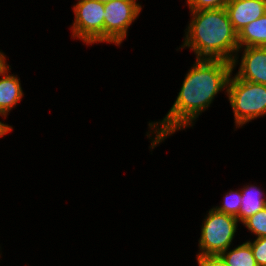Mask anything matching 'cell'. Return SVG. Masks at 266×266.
Instances as JSON below:
<instances>
[{"mask_svg": "<svg viewBox=\"0 0 266 266\" xmlns=\"http://www.w3.org/2000/svg\"><path fill=\"white\" fill-rule=\"evenodd\" d=\"M232 62L222 59H198L187 74L173 107L162 121V128L152 146L175 129L187 125L211 103L214 95L229 84Z\"/></svg>", "mask_w": 266, "mask_h": 266, "instance_id": "cell-1", "label": "cell"}, {"mask_svg": "<svg viewBox=\"0 0 266 266\" xmlns=\"http://www.w3.org/2000/svg\"><path fill=\"white\" fill-rule=\"evenodd\" d=\"M195 17L190 24V37L184 46H191L198 59L202 55L209 59H222L232 62L229 52L239 49L238 33L233 29L225 8L192 11Z\"/></svg>", "mask_w": 266, "mask_h": 266, "instance_id": "cell-2", "label": "cell"}, {"mask_svg": "<svg viewBox=\"0 0 266 266\" xmlns=\"http://www.w3.org/2000/svg\"><path fill=\"white\" fill-rule=\"evenodd\" d=\"M228 94L239 125L266 113V85L239 79H229Z\"/></svg>", "mask_w": 266, "mask_h": 266, "instance_id": "cell-3", "label": "cell"}, {"mask_svg": "<svg viewBox=\"0 0 266 266\" xmlns=\"http://www.w3.org/2000/svg\"><path fill=\"white\" fill-rule=\"evenodd\" d=\"M237 221V217L218 212L216 209L209 211L200 238L203 252L198 256L220 255L226 252L236 231Z\"/></svg>", "mask_w": 266, "mask_h": 266, "instance_id": "cell-4", "label": "cell"}, {"mask_svg": "<svg viewBox=\"0 0 266 266\" xmlns=\"http://www.w3.org/2000/svg\"><path fill=\"white\" fill-rule=\"evenodd\" d=\"M75 22L73 33L87 43L104 41V14L102 2L97 0H80L74 7Z\"/></svg>", "mask_w": 266, "mask_h": 266, "instance_id": "cell-5", "label": "cell"}, {"mask_svg": "<svg viewBox=\"0 0 266 266\" xmlns=\"http://www.w3.org/2000/svg\"><path fill=\"white\" fill-rule=\"evenodd\" d=\"M104 8V41L120 44L141 7L135 0H113L105 3Z\"/></svg>", "mask_w": 266, "mask_h": 266, "instance_id": "cell-6", "label": "cell"}, {"mask_svg": "<svg viewBox=\"0 0 266 266\" xmlns=\"http://www.w3.org/2000/svg\"><path fill=\"white\" fill-rule=\"evenodd\" d=\"M225 9L233 29L239 33L266 13V0H230Z\"/></svg>", "mask_w": 266, "mask_h": 266, "instance_id": "cell-7", "label": "cell"}, {"mask_svg": "<svg viewBox=\"0 0 266 266\" xmlns=\"http://www.w3.org/2000/svg\"><path fill=\"white\" fill-rule=\"evenodd\" d=\"M236 76L242 80L266 85V47H246Z\"/></svg>", "mask_w": 266, "mask_h": 266, "instance_id": "cell-8", "label": "cell"}, {"mask_svg": "<svg viewBox=\"0 0 266 266\" xmlns=\"http://www.w3.org/2000/svg\"><path fill=\"white\" fill-rule=\"evenodd\" d=\"M238 44L239 48L243 44L246 47H266V13L238 33Z\"/></svg>", "mask_w": 266, "mask_h": 266, "instance_id": "cell-9", "label": "cell"}, {"mask_svg": "<svg viewBox=\"0 0 266 266\" xmlns=\"http://www.w3.org/2000/svg\"><path fill=\"white\" fill-rule=\"evenodd\" d=\"M19 79L14 76H5L0 79V114L4 115L22 97Z\"/></svg>", "mask_w": 266, "mask_h": 266, "instance_id": "cell-10", "label": "cell"}, {"mask_svg": "<svg viewBox=\"0 0 266 266\" xmlns=\"http://www.w3.org/2000/svg\"><path fill=\"white\" fill-rule=\"evenodd\" d=\"M253 190L254 192H252ZM255 192H258L259 195L256 196ZM241 195L242 205L239 212V220L242 222L266 207V201L260 198V192L259 190L257 191L256 187L245 188Z\"/></svg>", "mask_w": 266, "mask_h": 266, "instance_id": "cell-11", "label": "cell"}, {"mask_svg": "<svg viewBox=\"0 0 266 266\" xmlns=\"http://www.w3.org/2000/svg\"><path fill=\"white\" fill-rule=\"evenodd\" d=\"M220 254L227 266H258L251 246L246 242L225 255Z\"/></svg>", "mask_w": 266, "mask_h": 266, "instance_id": "cell-12", "label": "cell"}, {"mask_svg": "<svg viewBox=\"0 0 266 266\" xmlns=\"http://www.w3.org/2000/svg\"><path fill=\"white\" fill-rule=\"evenodd\" d=\"M259 237H266V207L243 221Z\"/></svg>", "mask_w": 266, "mask_h": 266, "instance_id": "cell-13", "label": "cell"}, {"mask_svg": "<svg viewBox=\"0 0 266 266\" xmlns=\"http://www.w3.org/2000/svg\"><path fill=\"white\" fill-rule=\"evenodd\" d=\"M232 195L231 193L226 195L224 205L216 208V210L221 213L235 216L239 220V212L242 205V195L239 192H235V194L233 196ZM230 196L231 198L229 199Z\"/></svg>", "mask_w": 266, "mask_h": 266, "instance_id": "cell-14", "label": "cell"}, {"mask_svg": "<svg viewBox=\"0 0 266 266\" xmlns=\"http://www.w3.org/2000/svg\"><path fill=\"white\" fill-rule=\"evenodd\" d=\"M253 251L258 266L266 265V237L257 238L254 243L247 242Z\"/></svg>", "mask_w": 266, "mask_h": 266, "instance_id": "cell-15", "label": "cell"}, {"mask_svg": "<svg viewBox=\"0 0 266 266\" xmlns=\"http://www.w3.org/2000/svg\"><path fill=\"white\" fill-rule=\"evenodd\" d=\"M230 0H188L192 11L225 8Z\"/></svg>", "mask_w": 266, "mask_h": 266, "instance_id": "cell-16", "label": "cell"}, {"mask_svg": "<svg viewBox=\"0 0 266 266\" xmlns=\"http://www.w3.org/2000/svg\"><path fill=\"white\" fill-rule=\"evenodd\" d=\"M200 266H227L220 255H203L197 258Z\"/></svg>", "mask_w": 266, "mask_h": 266, "instance_id": "cell-17", "label": "cell"}, {"mask_svg": "<svg viewBox=\"0 0 266 266\" xmlns=\"http://www.w3.org/2000/svg\"><path fill=\"white\" fill-rule=\"evenodd\" d=\"M5 58H4V55L2 53H0V75H4V73H6L5 70H7V66L5 65V62H4Z\"/></svg>", "mask_w": 266, "mask_h": 266, "instance_id": "cell-18", "label": "cell"}, {"mask_svg": "<svg viewBox=\"0 0 266 266\" xmlns=\"http://www.w3.org/2000/svg\"><path fill=\"white\" fill-rule=\"evenodd\" d=\"M10 130H11V127H9L8 125H4L3 123L0 122V136L5 135Z\"/></svg>", "mask_w": 266, "mask_h": 266, "instance_id": "cell-19", "label": "cell"}, {"mask_svg": "<svg viewBox=\"0 0 266 266\" xmlns=\"http://www.w3.org/2000/svg\"><path fill=\"white\" fill-rule=\"evenodd\" d=\"M97 1L102 2L103 4H105V3H108L109 1H113V0H97Z\"/></svg>", "mask_w": 266, "mask_h": 266, "instance_id": "cell-20", "label": "cell"}]
</instances>
